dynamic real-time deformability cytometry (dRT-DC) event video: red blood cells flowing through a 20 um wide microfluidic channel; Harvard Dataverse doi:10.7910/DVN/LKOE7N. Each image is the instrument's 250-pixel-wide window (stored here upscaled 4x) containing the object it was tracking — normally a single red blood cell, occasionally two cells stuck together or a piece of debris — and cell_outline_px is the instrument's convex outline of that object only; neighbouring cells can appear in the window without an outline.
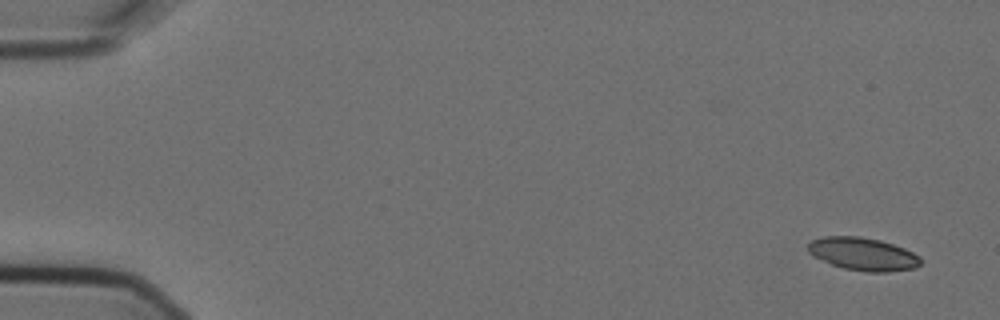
{"species": "Egyptian fruit bat (a non-hibernating species)", "species_latin": "Rousettus aegyptiacus", "temperature_condition": "cold", "stored_images_in_passage": 3, "camera_frame_rate_fps": 3000, "um_per_image_px": 0.085, "animal": {"sex": "female"}, "frame": {"image": 1, "passage_image": 1, "time_ms": 0.0, "image_size_px": [1000, 320], "cell_outline_px": [[920, 264], [916, 268], [888, 272], [868, 272], [844, 268], [832, 264], [812, 256], [808, 252], [808, 244], [812, 240], [824, 236], [860, 236], [880, 240], [904, 248], [920, 256]], "centroid_in_image_um": [73.35, 21.59], "position_along_channel_um": 11.6, "area_um2": 21.56}}